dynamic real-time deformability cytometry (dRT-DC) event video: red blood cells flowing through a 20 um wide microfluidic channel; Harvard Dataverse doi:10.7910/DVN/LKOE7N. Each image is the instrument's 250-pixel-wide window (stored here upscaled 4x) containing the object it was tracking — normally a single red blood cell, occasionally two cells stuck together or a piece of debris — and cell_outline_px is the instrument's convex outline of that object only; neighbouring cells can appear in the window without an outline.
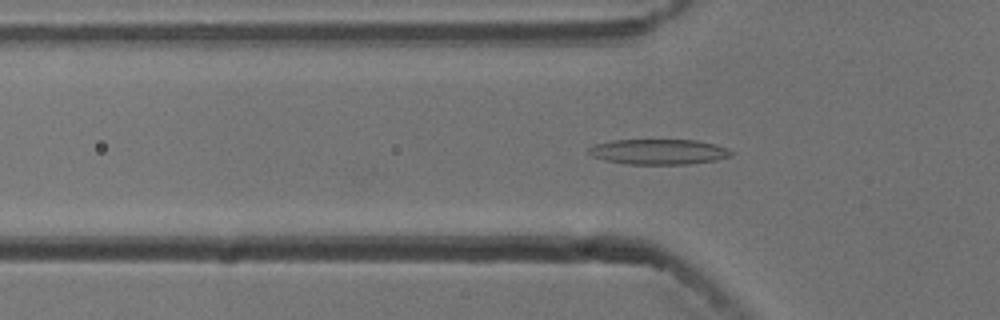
{"species": "common noctule bat (a hibernating species)", "species_latin": "Nyctalus noctula", "temperature_condition": "cold", "stored_images_in_passage": 55, "camera_frame_rate_fps": 3000, "um_per_image_px": 0.085, "animal": {"sex": "male", "body_mass_g": 13.3}, "frame": {"image": 1, "passage_image": 18, "time_ms": 5.667, "image_size_px": [1000, 320], "cell_outline_px": [[732, 156], [716, 160], [688, 164], [628, 164], [604, 160], [592, 156], [588, 152], [588, 148], [596, 144], [612, 140], [696, 140], [728, 148], [732, 152]], "centroid_in_image_um": [55.98, 12.9], "position_along_channel_um": 69.8, "area_um2": 20.92}}
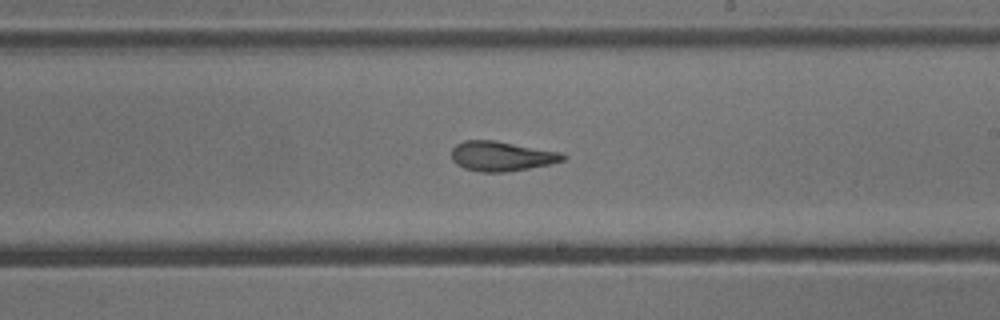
{"frame": {"image": 2, "passage_image": 32, "time_ms": 10.333, "image_size_px": [1000, 320], "cell_outline_px": [[568, 156], [564, 160], [552, 164], [504, 172], [484, 172], [464, 168], [456, 164], [452, 160], [452, 148], [456, 144], [464, 140], [496, 140], [560, 152]], "centroid_in_image_um": [42.63, 13.26], "position_along_channel_um": 246.4, "area_um2": 19.36}}
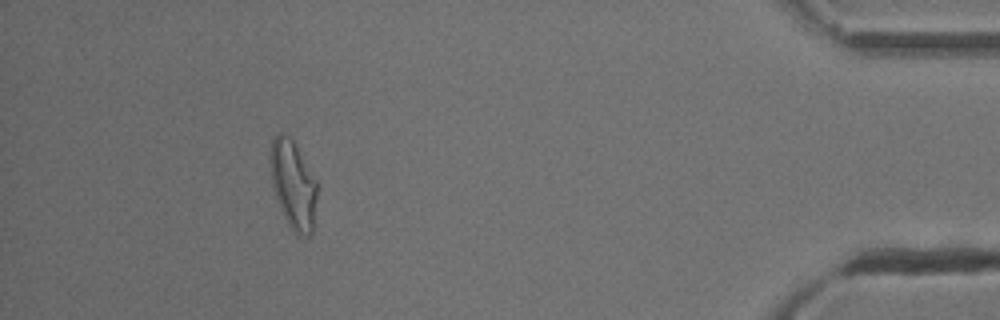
{"frame": {"image": 3, "passage_image": 50, "time_ms": 16.333, "image_size_px": [1000, 320], "cell_outline_px": [[316, 196], [312, 232], [308, 236], [300, 236], [288, 224], [276, 200], [272, 184], [268, 156], [268, 152], [272, 140], [280, 132], [288, 136], [292, 140], [316, 180]], "centroid_in_image_um": [24.87, 15.68], "position_along_channel_um": 410.3, "area_um2": 23.81}, "authors_computed_cell_mechanics": {"area_um2": 20.1144, "velocity_mm_per_s": 3.7604, "shape_relaxation_time_tau1_ms": 9.8006, "shape_relaxation_time_tau2_ms": 2.841, "deformation_change_tau1": 0.2835, "deformation_change_tau2": 0.1119}}